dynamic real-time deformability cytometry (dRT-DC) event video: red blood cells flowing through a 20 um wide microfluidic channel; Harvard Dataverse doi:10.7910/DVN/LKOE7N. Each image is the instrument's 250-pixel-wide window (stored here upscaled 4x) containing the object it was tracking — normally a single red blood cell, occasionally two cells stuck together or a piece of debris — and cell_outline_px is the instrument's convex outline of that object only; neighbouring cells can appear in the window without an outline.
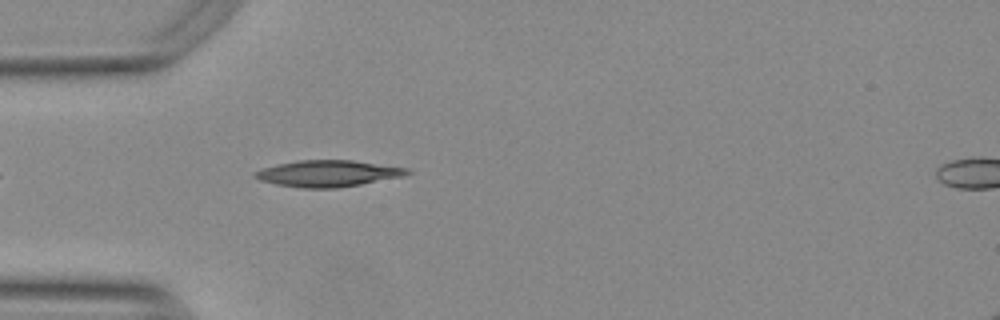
{"species": "Egyptian fruit bat (a non-hibernating species)", "species_latin": "Rousettus aegyptiacus", "temperature_condition": "warm", "stored_images_in_passage": 35, "camera_frame_rate_fps": 3000, "um_per_image_px": 0.085, "animal": {"sex": "female"}, "frame": {"image": 1, "passage_image": 1, "time_ms": 0.0, "image_size_px": [1000, 320], "cell_outline_px": [[412, 172], [404, 176], [360, 184], [336, 188], [304, 188], [276, 184], [260, 180], [252, 176], [256, 172], [264, 168], [280, 164], [300, 160], [352, 160], [408, 168]], "centroid_in_image_um": [27.91, 14.74], "position_along_channel_um": 57.1, "area_um2": 23.12}}
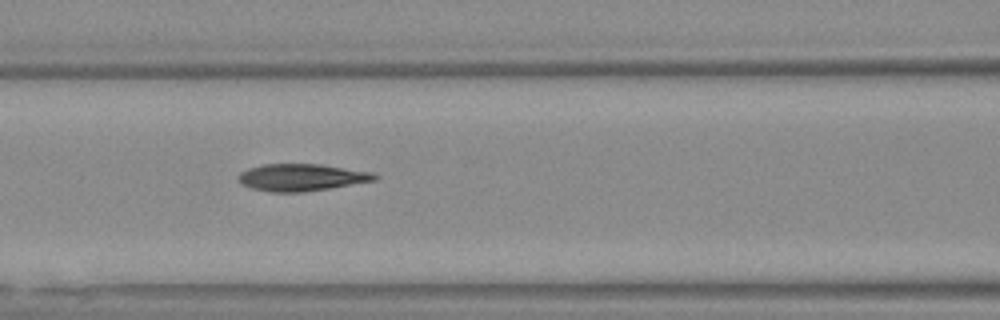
{"frame": {"image": 2, "passage_image": 8, "time_ms": 2.333, "image_size_px": [1000, 320], "cell_outline_px": [[380, 176], [376, 180], [304, 192], [272, 192], [252, 188], [240, 184], [240, 172], [248, 168], [264, 164], [320, 164], [372, 172]], "centroid_in_image_um": [25.63, 15.07], "position_along_channel_um": 141.0, "area_um2": 21.33}}
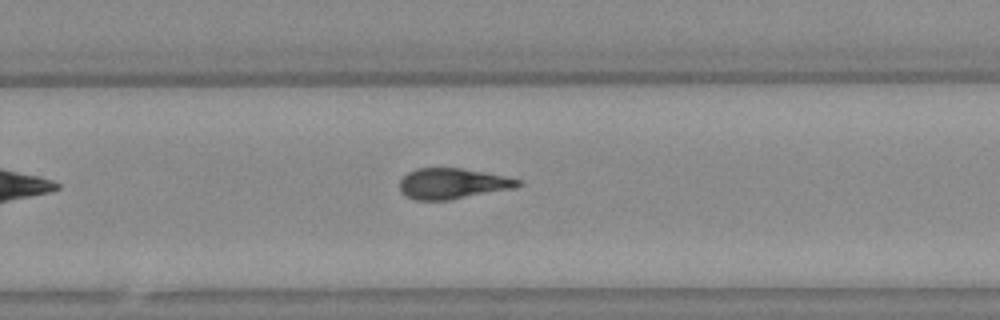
{"frame": {"image": 3, "passage_image": 20, "time_ms": 6.333, "image_size_px": [1000, 320], "cell_outline_px": [[524, 184], [516, 188], [448, 200], [416, 200], [404, 196], [400, 192], [400, 180], [408, 172], [416, 168], [460, 168], [484, 172], [504, 176], [520, 180]], "centroid_in_image_um": [38.46, 15.61], "position_along_channel_um": 291.3, "area_um2": 21.21}, "authors_computed_cell_mechanics": {"area_um2": 21.2126, "velocity_mm_per_s": 3.7851, "shape_relaxation_time_tau1_ms": 8.6885, "shape_relaxation_time_tau2_ms": 2.7402, "deformation_change_tau1": 0.2366, "deformation_change_tau2": 0.1168}}